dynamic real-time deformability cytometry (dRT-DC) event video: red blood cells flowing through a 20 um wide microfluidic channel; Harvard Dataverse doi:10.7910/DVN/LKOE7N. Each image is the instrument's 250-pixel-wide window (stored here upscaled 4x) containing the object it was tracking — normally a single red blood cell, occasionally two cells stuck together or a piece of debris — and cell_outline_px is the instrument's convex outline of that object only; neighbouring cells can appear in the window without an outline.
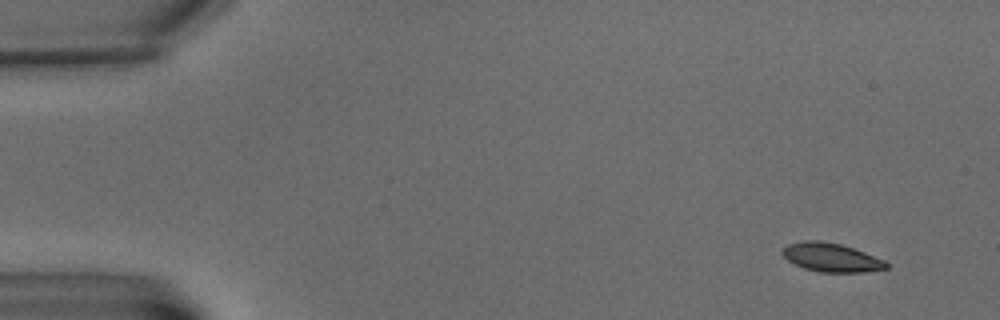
{"species": "common noctule bat (a hibernating species)", "species_latin": "Nyctalus noctula", "temperature_condition": "warm", "stored_images_in_passage": 7, "camera_frame_rate_fps": 3000, "um_per_image_px": 0.085, "animal": {"sex": "male", "body_mass_g": 15.6}, "frame": {"image": 1, "passage_image": 1, "time_ms": 0.0, "image_size_px": [1000, 320], "cell_outline_px": [[888, 268], [864, 272], [820, 272], [804, 268], [788, 260], [780, 252], [788, 244], [804, 240], [820, 240], [840, 244], [864, 252], [884, 260], [888, 264]], "centroid_in_image_um": [70.65, 21.88], "position_along_channel_um": 14.4, "area_um2": 17.22}}
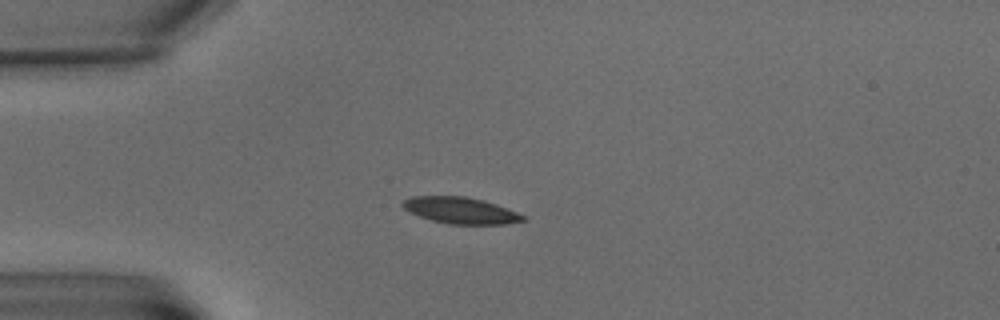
{"frame": {"image": 2, "passage_image": 5, "time_ms": 4.667, "image_size_px": [1000, 320], "cell_outline_px": [[524, 220], [504, 224], [448, 224], [432, 220], [420, 216], [404, 208], [400, 204], [404, 200], [412, 196], [468, 196], [484, 200], [496, 204], [516, 212], [524, 216]], "centroid_in_image_um": [39.13, 17.87], "position_along_channel_um": 45.9, "area_um2": 18.32}}